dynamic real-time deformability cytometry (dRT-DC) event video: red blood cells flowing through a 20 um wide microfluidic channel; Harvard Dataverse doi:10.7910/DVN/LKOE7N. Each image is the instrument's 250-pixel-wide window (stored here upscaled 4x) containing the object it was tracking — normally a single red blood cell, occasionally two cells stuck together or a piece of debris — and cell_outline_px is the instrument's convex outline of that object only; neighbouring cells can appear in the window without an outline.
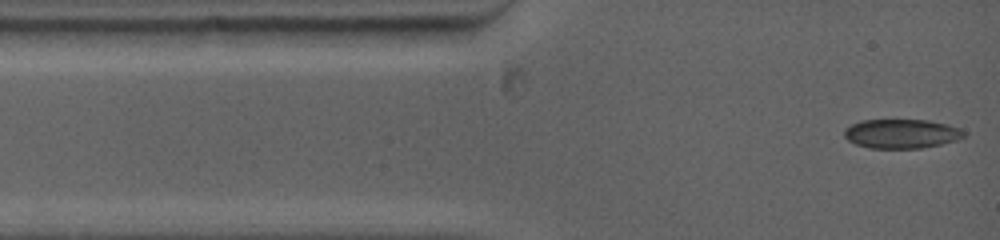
{"species": "common noctule bat (a hibernating species)", "species_latin": "Nyctalus noctula", "temperature_condition": "warm", "stored_images_in_passage": 42, "camera_frame_rate_fps": 5000, "um_per_image_px": 0.085, "animal": {"sex": "female", "body_mass_g": 19.0, "forearm_length_mm": 53.3}, "frame": {"image": 1, "passage_image": 1, "time_ms": 0.0, "image_size_px": [1000, 240], "cell_outline_px": [[964, 136], [956, 140], [940, 144], [920, 148], [868, 148], [856, 144], [848, 140], [844, 136], [844, 132], [852, 124], [860, 120], [928, 120], [948, 124], [960, 128], [964, 132]], "centroid_in_image_um": [76.62, 11.36], "position_along_channel_um": 8.4, "area_um2": 20.23}}
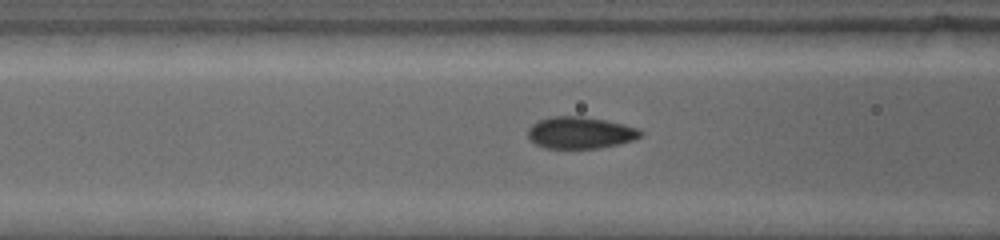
{"frame": {"image": 2, "passage_image": 20, "time_ms": 3.8, "image_size_px": [1000, 240], "cell_outline_px": [[644, 136], [620, 144], [600, 148], [544, 148], [536, 144], [528, 136], [528, 128], [536, 120], [552, 116], [584, 116], [624, 124], [636, 128], [644, 132]], "centroid_in_image_um": [49.33, 11.27], "position_along_channel_um": 117.3, "area_um2": 21.04}}
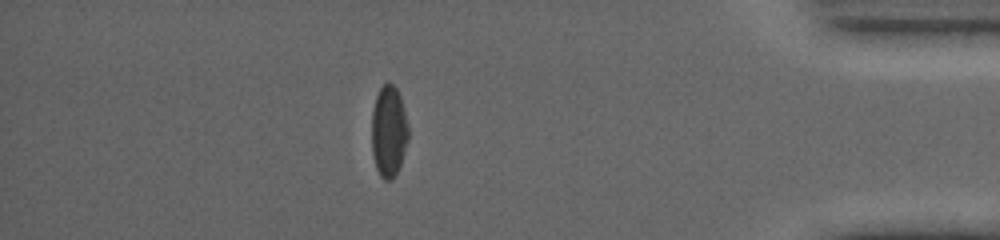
{"frame": {"image": 3, "passage_image": 36, "time_ms": 12.2, "image_size_px": [1000, 240], "cell_outline_px": [[408, 140], [400, 164], [392, 180], [384, 180], [380, 176], [376, 168], [372, 152], [372, 108], [376, 96], [380, 88], [388, 80], [396, 88], [400, 96], [408, 124]], "centroid_in_image_um": [33.03, 11.15], "position_along_channel_um": 402.2, "area_um2": 19.54}}